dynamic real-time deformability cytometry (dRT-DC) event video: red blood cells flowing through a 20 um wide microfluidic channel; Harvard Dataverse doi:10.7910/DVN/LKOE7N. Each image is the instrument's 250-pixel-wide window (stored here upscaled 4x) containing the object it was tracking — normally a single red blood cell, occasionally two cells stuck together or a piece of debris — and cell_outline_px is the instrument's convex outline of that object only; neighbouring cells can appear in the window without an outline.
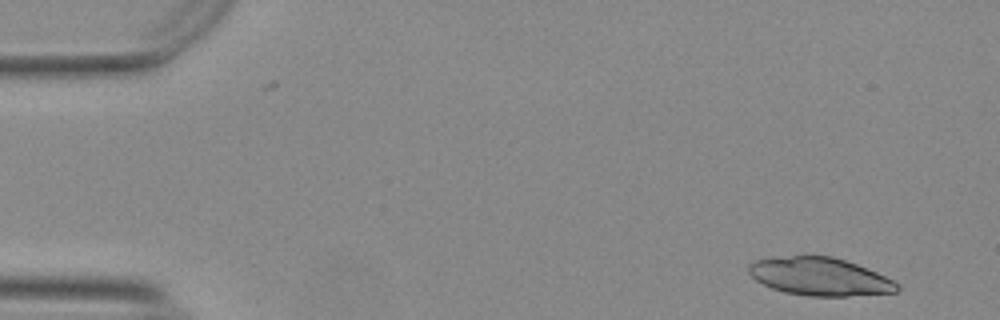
{"species": "Egyptian fruit bat (a non-hibernating species)", "species_latin": "Rousettus aegyptiacus", "temperature_condition": "warm", "stored_images_in_passage": 54, "camera_frame_rate_fps": 3000, "um_per_image_px": 0.085, "animal": {"sex": "female"}, "frame": {"image": 1, "passage_image": 3, "time_ms": 0.667, "image_size_px": [1000, 320], "cell_outline_px": [[900, 288], [896, 292], [848, 296], [808, 296], [784, 292], [772, 288], [756, 280], [748, 272], [748, 264], [756, 260], [792, 256], [832, 256], [868, 268], [900, 284]], "centroid_in_image_um": [69.7, 23.52], "position_along_channel_um": 15.3, "area_um2": 32.6}}